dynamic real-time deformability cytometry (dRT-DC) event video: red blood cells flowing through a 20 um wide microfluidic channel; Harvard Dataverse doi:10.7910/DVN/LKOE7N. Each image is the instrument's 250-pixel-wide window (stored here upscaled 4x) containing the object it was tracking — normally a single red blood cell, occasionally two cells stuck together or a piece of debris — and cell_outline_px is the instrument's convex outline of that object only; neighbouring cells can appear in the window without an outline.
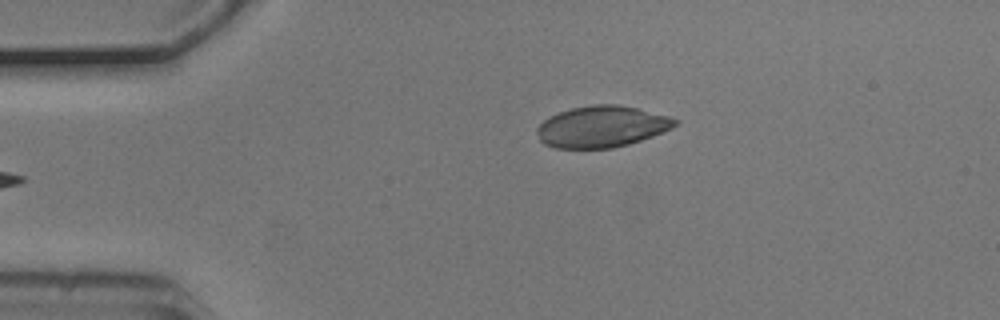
{"species": "common noctule bat (a hibernating species)", "species_latin": "Nyctalus noctula", "temperature_condition": "cold", "stored_images_in_passage": 2, "camera_frame_rate_fps": 3000, "um_per_image_px": 0.085, "animal": {"sex": "male", "body_mass_g": 20.5, "forearm_length_mm": 52.5}, "frame": {"image": 1, "passage_image": 2, "time_ms": 0.333, "image_size_px": [1000, 320], "cell_outline_px": [[680, 120], [672, 128], [652, 136], [628, 144], [612, 148], [556, 148], [544, 144], [540, 140], [536, 132], [536, 128], [544, 120], [560, 112], [572, 108], [592, 104], [620, 104], [668, 116]], "centroid_in_image_um": [51.14, 10.76], "position_along_channel_um": 33.9, "area_um2": 33.12}}